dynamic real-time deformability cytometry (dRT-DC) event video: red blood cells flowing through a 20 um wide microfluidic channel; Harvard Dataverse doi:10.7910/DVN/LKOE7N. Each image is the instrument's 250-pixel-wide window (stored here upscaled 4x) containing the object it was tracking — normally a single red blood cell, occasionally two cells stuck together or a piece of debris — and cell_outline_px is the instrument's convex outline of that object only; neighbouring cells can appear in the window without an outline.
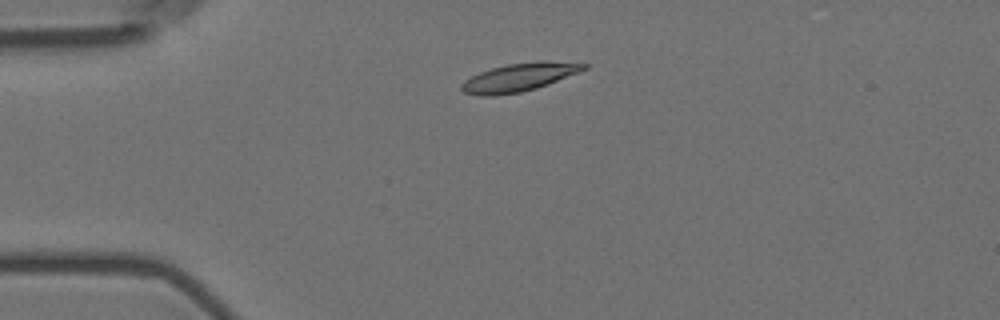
{"species": "Egyptian fruit bat (a non-hibernating species)", "species_latin": "Rousettus aegyptiacus", "temperature_condition": "room temperature", "stored_images_in_passage": 7, "camera_frame_rate_fps": 3000, "um_per_image_px": 0.085, "animal": {"sex": "female"}, "frame": {"image": 1, "passage_image": 3, "time_ms": 0.667, "image_size_px": [1000, 320], "cell_outline_px": [[588, 68], [580, 72], [548, 84], [536, 88], [520, 92], [496, 96], [480, 96], [464, 92], [460, 88], [460, 84], [464, 80], [480, 72], [492, 68], [508, 64], [540, 60], [588, 64]], "centroid_in_image_um": [44.12, 6.57], "position_along_channel_um": 40.9, "area_um2": 20.11}}
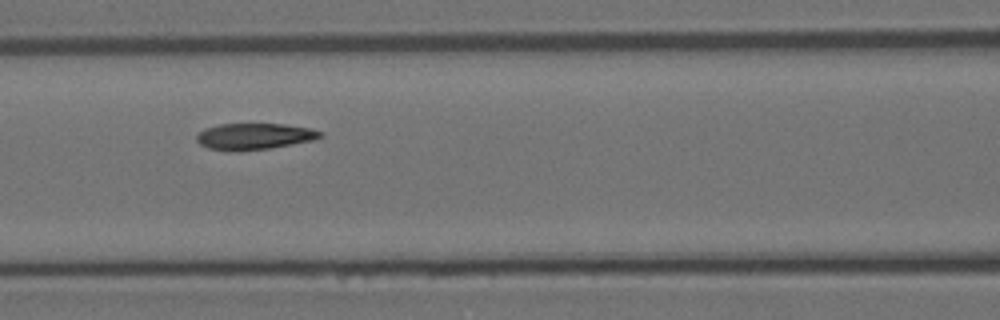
{"frame": {"image": 2, "passage_image": 6, "time_ms": 1.667, "image_size_px": [1000, 320], "cell_outline_px": [[324, 136], [312, 140], [292, 144], [268, 148], [240, 152], [208, 148], [200, 144], [196, 140], [196, 136], [204, 128], [220, 124], [284, 124], [312, 128], [324, 132]], "centroid_in_image_um": [21.63, 11.59], "position_along_channel_um": 145.0, "area_um2": 19.07}}
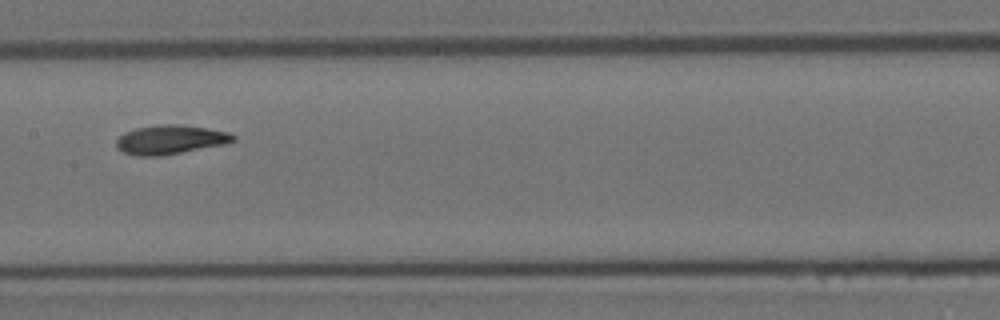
{"frame": {"image": 3, "passage_image": 7, "time_ms": 2.0, "image_size_px": [1000, 320], "cell_outline_px": [[236, 140], [228, 144], [160, 156], [136, 156], [124, 152], [116, 148], [116, 140], [124, 132], [136, 128], [160, 124], [180, 124], [228, 132], [236, 136]], "centroid_in_image_um": [14.48, 11.87], "position_along_channel_um": 192.9, "area_um2": 19.94}}